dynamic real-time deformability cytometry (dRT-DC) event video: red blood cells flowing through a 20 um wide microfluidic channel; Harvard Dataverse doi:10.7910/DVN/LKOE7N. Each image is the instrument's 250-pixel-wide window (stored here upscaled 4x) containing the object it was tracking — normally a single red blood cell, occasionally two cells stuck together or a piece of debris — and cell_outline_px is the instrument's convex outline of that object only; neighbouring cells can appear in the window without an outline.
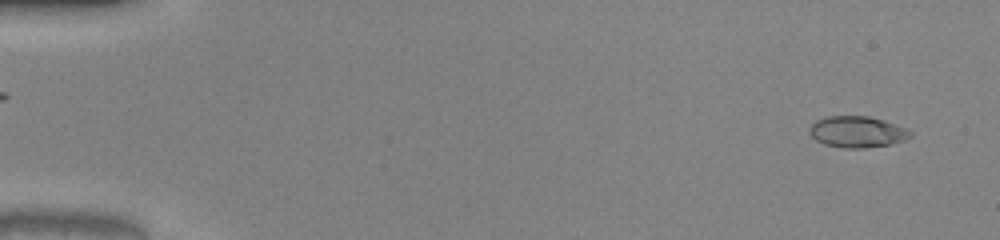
{"species": "common noctule bat (a hibernating species)", "species_latin": "Nyctalus noctula", "temperature_condition": "warm", "stored_images_in_passage": 51, "camera_frame_rate_fps": 3000, "um_per_image_px": 0.085, "animal": {"sex": "male", "body_mass_g": 20.0, "forearm_length_mm": 53.3}, "frame": {"image": 1, "passage_image": 3, "time_ms": 0.667, "image_size_px": [1000, 240], "cell_outline_px": [[912, 136], [904, 140], [892, 144], [864, 148], [844, 148], [824, 144], [816, 140], [808, 132], [808, 128], [816, 120], [824, 116], [868, 116], [884, 120], [904, 128], [912, 132]], "centroid_in_image_um": [72.83, 11.21], "position_along_channel_um": 12.2, "area_um2": 18.44}}
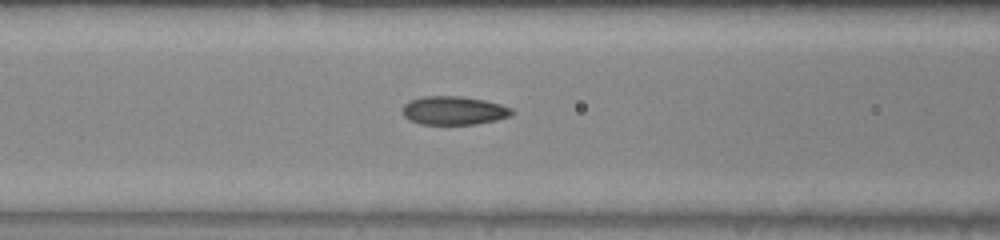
{"frame": {"image": 2, "passage_image": 22, "time_ms": 7.0, "image_size_px": [1000, 240], "cell_outline_px": [[516, 112], [512, 116], [496, 120], [476, 124], [420, 124], [408, 120], [404, 116], [404, 104], [408, 100], [424, 96], [460, 96], [484, 100], [500, 104], [512, 108]], "centroid_in_image_um": [38.6, 9.39], "position_along_channel_um": 128.0, "area_um2": 18.32}}
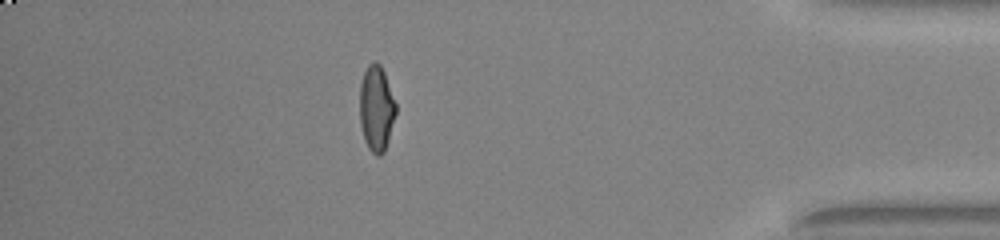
{"frame": {"image": 3, "passage_image": 45, "time_ms": 14.667, "image_size_px": [1000, 240], "cell_outline_px": [[396, 112], [388, 140], [384, 152], [380, 156], [376, 156], [368, 148], [364, 140], [360, 124], [360, 84], [364, 72], [368, 64], [376, 60], [380, 64], [384, 72], [396, 104]], "centroid_in_image_um": [31.98, 9.21], "position_along_channel_um": 403.2, "area_um2": 18.03}, "authors_computed_cell_mechanics": {"area_um2": 17.918, "velocity_mm_per_s": 4.0923, "shape_relaxation_time_tau1_ms": 4.9608, "shape_relaxation_time_tau2_ms": 0.6802, "deformation_change_tau1": 0.2239, "deformation_change_tau2": 0.0655}}